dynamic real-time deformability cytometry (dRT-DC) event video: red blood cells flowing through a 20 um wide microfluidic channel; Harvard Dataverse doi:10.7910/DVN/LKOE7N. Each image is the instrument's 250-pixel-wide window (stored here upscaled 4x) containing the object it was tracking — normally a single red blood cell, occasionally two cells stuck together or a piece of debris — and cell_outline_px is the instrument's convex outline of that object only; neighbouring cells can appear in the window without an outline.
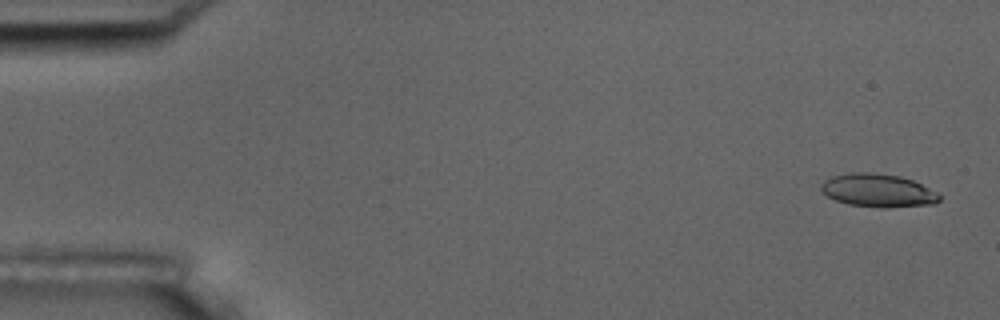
{"species": "common noctule bat (a hibernating species)", "species_latin": "Nyctalus noctula", "temperature_condition": "room temperature", "stored_images_in_passage": 5, "camera_frame_rate_fps": 3000, "um_per_image_px": 0.085, "animal": {"sex": "male", "body_mass_g": 17.5, "forearm_length_mm": 52.3}, "frame": {"image": 1, "passage_image": 1, "time_ms": 0.0, "image_size_px": [1000, 320], "cell_outline_px": [[940, 200], [936, 204], [888, 208], [848, 204], [836, 200], [828, 196], [820, 188], [820, 184], [824, 180], [832, 176], [852, 172], [868, 172], [900, 176], [912, 180], [936, 192], [940, 196]], "centroid_in_image_um": [74.63, 16.19], "position_along_channel_um": 10.4, "area_um2": 22.77}}